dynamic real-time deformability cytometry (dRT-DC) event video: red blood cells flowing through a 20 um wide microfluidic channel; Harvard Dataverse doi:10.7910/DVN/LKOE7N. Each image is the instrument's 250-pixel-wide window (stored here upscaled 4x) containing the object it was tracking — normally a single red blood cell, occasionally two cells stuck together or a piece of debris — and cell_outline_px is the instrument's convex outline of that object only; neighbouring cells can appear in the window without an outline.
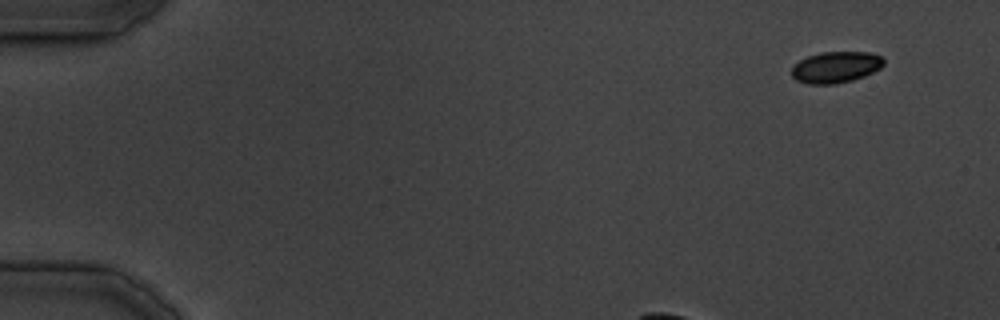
{"species": "common noctule bat (a hibernating species)", "species_latin": "Nyctalus noctula", "temperature_condition": "cold", "stored_images_in_passage": 25, "camera_frame_rate_fps": 3000, "um_per_image_px": 0.085, "animal": {"sex": "male", "body_mass_g": 19.5, "forearm_length_mm": 54.6}, "frame": {"image": 1, "passage_image": 1, "time_ms": 0.0, "image_size_px": [1000, 320], "cell_outline_px": [[884, 64], [880, 68], [864, 76], [852, 80], [836, 84], [808, 84], [796, 80], [792, 76], [792, 68], [800, 60], [808, 56], [820, 52], [868, 52], [880, 56], [884, 60]], "centroid_in_image_um": [71.04, 5.71], "position_along_channel_um": 14.0, "area_um2": 16.7}}